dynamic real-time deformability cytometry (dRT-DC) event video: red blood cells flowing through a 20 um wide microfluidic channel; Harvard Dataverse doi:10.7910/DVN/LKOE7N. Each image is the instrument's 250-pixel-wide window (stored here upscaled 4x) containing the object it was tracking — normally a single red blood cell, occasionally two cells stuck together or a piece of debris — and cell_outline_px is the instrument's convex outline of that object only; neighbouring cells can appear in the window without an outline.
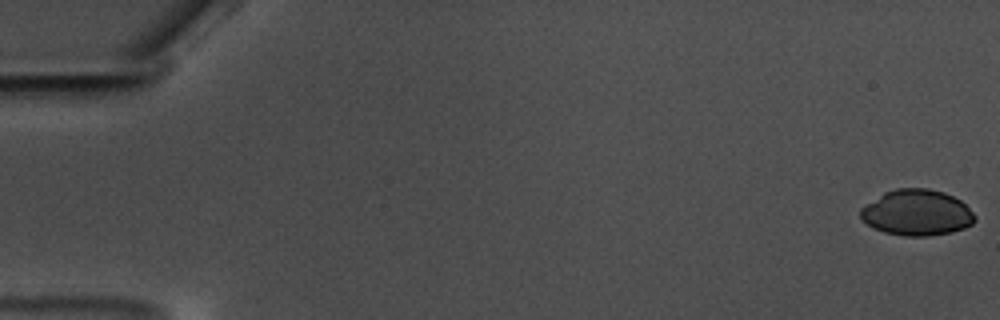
{"species": "common noctule bat (a hibernating species)", "species_latin": "Nyctalus noctula", "temperature_condition": "warm", "stored_images_in_passage": 59, "camera_frame_rate_fps": 3000, "um_per_image_px": 0.085, "animal": {"sex": "male", "body_mass_g": 17.5, "forearm_length_mm": 52.3}, "frame": {"image": 1, "passage_image": 1, "time_ms": 0.0, "image_size_px": [1000, 320], "cell_outline_px": [[976, 220], [972, 224], [964, 228], [952, 232], [928, 236], [904, 236], [884, 232], [872, 228], [860, 220], [860, 208], [884, 192], [896, 188], [928, 188], [944, 192], [960, 200], [976, 216]], "centroid_in_image_um": [77.9, 18.08], "position_along_channel_um": 7.1, "area_um2": 30.81}}
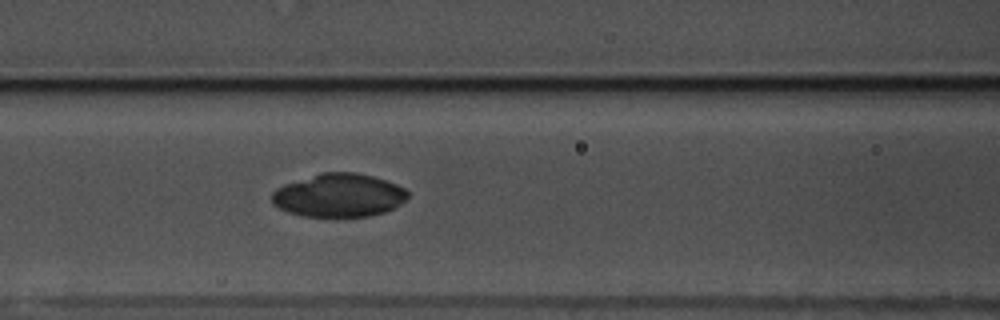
{"frame": {"image": 2, "passage_image": 26, "time_ms": 8.333, "image_size_px": [1000, 320], "cell_outline_px": [[408, 196], [400, 204], [384, 212], [368, 216], [300, 216], [288, 212], [272, 204], [272, 192], [276, 188], [284, 184], [320, 172], [356, 172], [372, 176], [396, 184], [404, 188], [408, 192]], "centroid_in_image_um": [28.77, 16.59], "position_along_channel_um": 137.8, "area_um2": 34.22}}
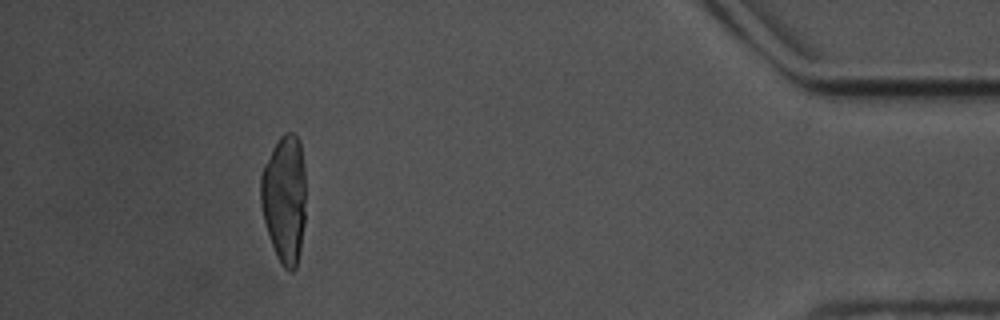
{"frame": {"image": 3, "passage_image": 54, "time_ms": 17.667, "image_size_px": [1000, 320], "cell_outline_px": [[304, 224], [300, 252], [296, 268], [292, 272], [288, 272], [280, 264], [276, 256], [264, 220], [260, 204], [260, 176], [264, 164], [272, 148], [280, 136], [284, 132], [292, 132], [300, 140], [304, 164]], "centroid_in_image_um": [24.17, 16.9], "position_along_channel_um": 411.0, "area_um2": 33.93}}